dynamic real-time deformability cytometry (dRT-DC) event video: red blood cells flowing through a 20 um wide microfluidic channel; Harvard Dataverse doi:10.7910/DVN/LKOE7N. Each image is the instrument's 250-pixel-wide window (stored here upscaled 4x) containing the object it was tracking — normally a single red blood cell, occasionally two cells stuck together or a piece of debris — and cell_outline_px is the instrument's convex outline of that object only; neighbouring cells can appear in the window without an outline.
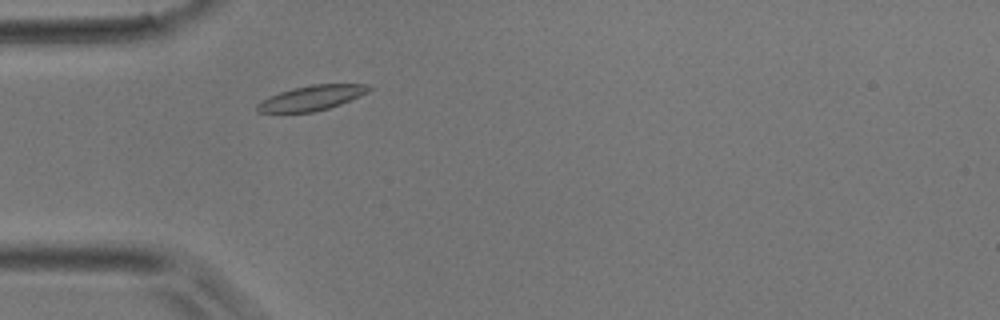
{"species": "common noctule bat (a hibernating species)", "species_latin": "Nyctalus noctula", "temperature_condition": "room temperature", "stored_images_in_passage": 39, "camera_frame_rate_fps": 3000, "um_per_image_px": 0.085, "animal": {"sex": "male", "body_mass_g": 17.9}, "frame": {"image": 1, "passage_image": 7, "time_ms": 2.0, "image_size_px": [1000, 320], "cell_outline_px": [[372, 88], [368, 92], [360, 96], [340, 104], [328, 108], [312, 112], [256, 112], [256, 104], [280, 92], [292, 88], [312, 84], [368, 84]], "centroid_in_image_um": [26.51, 8.31], "position_along_channel_um": 58.5, "area_um2": 16.01}}
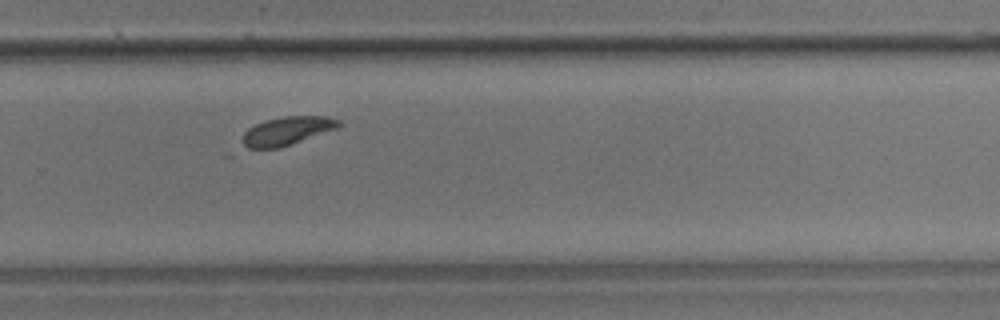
{"frame": {"image": 2, "passage_image": 24, "time_ms": 7.667, "image_size_px": [1000, 320], "cell_outline_px": [[344, 124], [340, 128], [280, 148], [248, 148], [244, 144], [244, 132], [248, 128], [264, 120], [284, 116], [328, 116], [340, 120]], "centroid_in_image_um": [24.5, 11.11], "position_along_channel_um": 305.3, "area_um2": 16.13}}
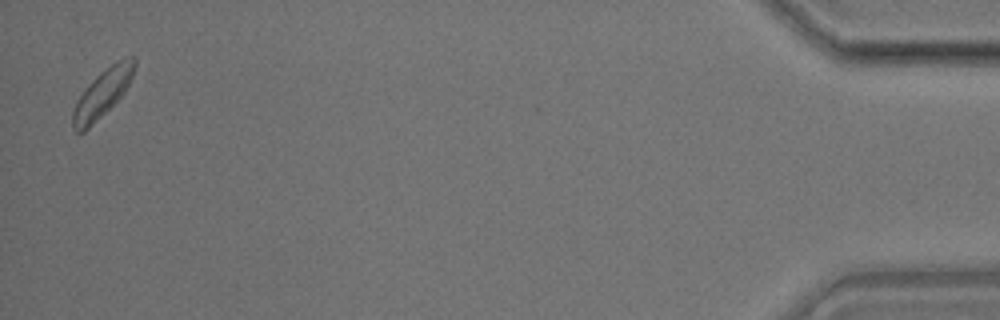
{"frame": {"image": 3, "passage_image": 38, "time_ms": 12.333, "image_size_px": [1000, 320], "cell_outline_px": [[136, 64], [132, 76], [124, 92], [84, 132], [76, 132], [72, 128], [72, 112], [76, 100], [84, 88], [100, 72], [112, 64], [120, 60], [132, 56], [136, 56]], "centroid_in_image_um": [8.67, 7.92], "position_along_channel_um": 426.5, "area_um2": 16.76}}